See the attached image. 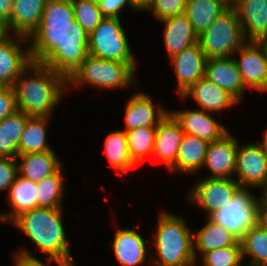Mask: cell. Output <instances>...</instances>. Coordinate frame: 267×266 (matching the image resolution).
<instances>
[{"label": "cell", "instance_id": "obj_1", "mask_svg": "<svg viewBox=\"0 0 267 266\" xmlns=\"http://www.w3.org/2000/svg\"><path fill=\"white\" fill-rule=\"evenodd\" d=\"M28 40L32 62L66 78L89 55L88 34L75 20L71 0H47L39 27Z\"/></svg>", "mask_w": 267, "mask_h": 266}, {"label": "cell", "instance_id": "obj_2", "mask_svg": "<svg viewBox=\"0 0 267 266\" xmlns=\"http://www.w3.org/2000/svg\"><path fill=\"white\" fill-rule=\"evenodd\" d=\"M17 110L30 116L52 117L67 92V78L41 63L31 62L15 79Z\"/></svg>", "mask_w": 267, "mask_h": 266}, {"label": "cell", "instance_id": "obj_3", "mask_svg": "<svg viewBox=\"0 0 267 266\" xmlns=\"http://www.w3.org/2000/svg\"><path fill=\"white\" fill-rule=\"evenodd\" d=\"M64 209L36 207L15 217L9 225L21 231L46 259L78 266L68 243Z\"/></svg>", "mask_w": 267, "mask_h": 266}, {"label": "cell", "instance_id": "obj_4", "mask_svg": "<svg viewBox=\"0 0 267 266\" xmlns=\"http://www.w3.org/2000/svg\"><path fill=\"white\" fill-rule=\"evenodd\" d=\"M162 209L150 236L151 266H195L193 229L183 215Z\"/></svg>", "mask_w": 267, "mask_h": 266}, {"label": "cell", "instance_id": "obj_5", "mask_svg": "<svg viewBox=\"0 0 267 266\" xmlns=\"http://www.w3.org/2000/svg\"><path fill=\"white\" fill-rule=\"evenodd\" d=\"M138 63H123L88 55L87 58L67 78V92L91 86L94 89L127 90L134 89L140 81L137 75Z\"/></svg>", "mask_w": 267, "mask_h": 266}, {"label": "cell", "instance_id": "obj_6", "mask_svg": "<svg viewBox=\"0 0 267 266\" xmlns=\"http://www.w3.org/2000/svg\"><path fill=\"white\" fill-rule=\"evenodd\" d=\"M120 18L103 17L88 35V54L105 60L138 63Z\"/></svg>", "mask_w": 267, "mask_h": 266}, {"label": "cell", "instance_id": "obj_7", "mask_svg": "<svg viewBox=\"0 0 267 266\" xmlns=\"http://www.w3.org/2000/svg\"><path fill=\"white\" fill-rule=\"evenodd\" d=\"M207 58L232 57L246 42L237 12L229 7L198 36Z\"/></svg>", "mask_w": 267, "mask_h": 266}, {"label": "cell", "instance_id": "obj_8", "mask_svg": "<svg viewBox=\"0 0 267 266\" xmlns=\"http://www.w3.org/2000/svg\"><path fill=\"white\" fill-rule=\"evenodd\" d=\"M252 188H240L229 203L222 209L211 213L207 218L223 226L238 241L257 225L260 197Z\"/></svg>", "mask_w": 267, "mask_h": 266}, {"label": "cell", "instance_id": "obj_9", "mask_svg": "<svg viewBox=\"0 0 267 266\" xmlns=\"http://www.w3.org/2000/svg\"><path fill=\"white\" fill-rule=\"evenodd\" d=\"M200 175H194L198 179L196 178L192 186L185 191L184 200L190 207L199 210V213L205 212V218L226 206L241 187L234 179L208 178Z\"/></svg>", "mask_w": 267, "mask_h": 266}, {"label": "cell", "instance_id": "obj_10", "mask_svg": "<svg viewBox=\"0 0 267 266\" xmlns=\"http://www.w3.org/2000/svg\"><path fill=\"white\" fill-rule=\"evenodd\" d=\"M234 180L241 188L260 191L267 186V151L258 142L238 139Z\"/></svg>", "mask_w": 267, "mask_h": 266}, {"label": "cell", "instance_id": "obj_11", "mask_svg": "<svg viewBox=\"0 0 267 266\" xmlns=\"http://www.w3.org/2000/svg\"><path fill=\"white\" fill-rule=\"evenodd\" d=\"M114 236L111 247L119 266H151L150 238L142 237L133 225L120 227L114 219ZM149 244V245H148Z\"/></svg>", "mask_w": 267, "mask_h": 266}, {"label": "cell", "instance_id": "obj_12", "mask_svg": "<svg viewBox=\"0 0 267 266\" xmlns=\"http://www.w3.org/2000/svg\"><path fill=\"white\" fill-rule=\"evenodd\" d=\"M31 62L27 37L10 33L0 36V87H13L15 79Z\"/></svg>", "mask_w": 267, "mask_h": 266}, {"label": "cell", "instance_id": "obj_13", "mask_svg": "<svg viewBox=\"0 0 267 266\" xmlns=\"http://www.w3.org/2000/svg\"><path fill=\"white\" fill-rule=\"evenodd\" d=\"M138 86L133 89V94L127 97L124 104V131L139 127L157 128L170 112V108H165L162 103H155L152 96Z\"/></svg>", "mask_w": 267, "mask_h": 266}, {"label": "cell", "instance_id": "obj_14", "mask_svg": "<svg viewBox=\"0 0 267 266\" xmlns=\"http://www.w3.org/2000/svg\"><path fill=\"white\" fill-rule=\"evenodd\" d=\"M232 57L245 87L267 94V59L262 45L256 41H246Z\"/></svg>", "mask_w": 267, "mask_h": 266}, {"label": "cell", "instance_id": "obj_15", "mask_svg": "<svg viewBox=\"0 0 267 266\" xmlns=\"http://www.w3.org/2000/svg\"><path fill=\"white\" fill-rule=\"evenodd\" d=\"M238 137L229 131L221 139L210 142L201 170H208L202 177L234 179Z\"/></svg>", "mask_w": 267, "mask_h": 266}, {"label": "cell", "instance_id": "obj_16", "mask_svg": "<svg viewBox=\"0 0 267 266\" xmlns=\"http://www.w3.org/2000/svg\"><path fill=\"white\" fill-rule=\"evenodd\" d=\"M199 42L185 48L169 58V64L174 70L177 96L180 97L194 83L204 77L207 62Z\"/></svg>", "mask_w": 267, "mask_h": 266}, {"label": "cell", "instance_id": "obj_17", "mask_svg": "<svg viewBox=\"0 0 267 266\" xmlns=\"http://www.w3.org/2000/svg\"><path fill=\"white\" fill-rule=\"evenodd\" d=\"M170 109V113L179 122L182 131L207 142L221 139L230 130L219 122L215 114L201 109Z\"/></svg>", "mask_w": 267, "mask_h": 266}, {"label": "cell", "instance_id": "obj_18", "mask_svg": "<svg viewBox=\"0 0 267 266\" xmlns=\"http://www.w3.org/2000/svg\"><path fill=\"white\" fill-rule=\"evenodd\" d=\"M182 101L192 99L197 105V109H201L208 113L216 114L226 112L227 109L234 108L240 104L231 94L218 87L205 77L194 83L180 98ZM226 110V111H225Z\"/></svg>", "mask_w": 267, "mask_h": 266}, {"label": "cell", "instance_id": "obj_19", "mask_svg": "<svg viewBox=\"0 0 267 266\" xmlns=\"http://www.w3.org/2000/svg\"><path fill=\"white\" fill-rule=\"evenodd\" d=\"M204 77L231 94L239 103L247 95L248 90L233 57L208 58Z\"/></svg>", "mask_w": 267, "mask_h": 266}, {"label": "cell", "instance_id": "obj_20", "mask_svg": "<svg viewBox=\"0 0 267 266\" xmlns=\"http://www.w3.org/2000/svg\"><path fill=\"white\" fill-rule=\"evenodd\" d=\"M233 8L237 12L245 41L267 39V0H236Z\"/></svg>", "mask_w": 267, "mask_h": 266}, {"label": "cell", "instance_id": "obj_21", "mask_svg": "<svg viewBox=\"0 0 267 266\" xmlns=\"http://www.w3.org/2000/svg\"><path fill=\"white\" fill-rule=\"evenodd\" d=\"M184 132L179 122L169 114L157 125L152 158H158L169 170L176 162L178 149Z\"/></svg>", "mask_w": 267, "mask_h": 266}, {"label": "cell", "instance_id": "obj_22", "mask_svg": "<svg viewBox=\"0 0 267 266\" xmlns=\"http://www.w3.org/2000/svg\"><path fill=\"white\" fill-rule=\"evenodd\" d=\"M47 0H13L5 33L29 38L39 27Z\"/></svg>", "mask_w": 267, "mask_h": 266}, {"label": "cell", "instance_id": "obj_23", "mask_svg": "<svg viewBox=\"0 0 267 266\" xmlns=\"http://www.w3.org/2000/svg\"><path fill=\"white\" fill-rule=\"evenodd\" d=\"M159 22L164 24L162 41L168 59L198 42V35L194 32L192 24L184 13Z\"/></svg>", "mask_w": 267, "mask_h": 266}, {"label": "cell", "instance_id": "obj_24", "mask_svg": "<svg viewBox=\"0 0 267 266\" xmlns=\"http://www.w3.org/2000/svg\"><path fill=\"white\" fill-rule=\"evenodd\" d=\"M209 142L184 133L175 164L167 171L194 176L201 173Z\"/></svg>", "mask_w": 267, "mask_h": 266}, {"label": "cell", "instance_id": "obj_25", "mask_svg": "<svg viewBox=\"0 0 267 266\" xmlns=\"http://www.w3.org/2000/svg\"><path fill=\"white\" fill-rule=\"evenodd\" d=\"M5 198L9 210H0V222L9 224L19 214L37 207L36 182L18 175Z\"/></svg>", "mask_w": 267, "mask_h": 266}, {"label": "cell", "instance_id": "obj_26", "mask_svg": "<svg viewBox=\"0 0 267 266\" xmlns=\"http://www.w3.org/2000/svg\"><path fill=\"white\" fill-rule=\"evenodd\" d=\"M16 158L19 176L36 183L55 174L64 165L56 149L17 155Z\"/></svg>", "mask_w": 267, "mask_h": 266}, {"label": "cell", "instance_id": "obj_27", "mask_svg": "<svg viewBox=\"0 0 267 266\" xmlns=\"http://www.w3.org/2000/svg\"><path fill=\"white\" fill-rule=\"evenodd\" d=\"M203 226L193 230L194 255L196 260L214 249L235 245L238 240L223 226L205 217Z\"/></svg>", "mask_w": 267, "mask_h": 266}, {"label": "cell", "instance_id": "obj_28", "mask_svg": "<svg viewBox=\"0 0 267 266\" xmlns=\"http://www.w3.org/2000/svg\"><path fill=\"white\" fill-rule=\"evenodd\" d=\"M52 117L30 116L25 124L18 144V155L46 152L54 149L48 138Z\"/></svg>", "mask_w": 267, "mask_h": 266}, {"label": "cell", "instance_id": "obj_29", "mask_svg": "<svg viewBox=\"0 0 267 266\" xmlns=\"http://www.w3.org/2000/svg\"><path fill=\"white\" fill-rule=\"evenodd\" d=\"M103 142L107 162L117 175L137 168L131 159L124 130H112L107 133Z\"/></svg>", "mask_w": 267, "mask_h": 266}, {"label": "cell", "instance_id": "obj_30", "mask_svg": "<svg viewBox=\"0 0 267 266\" xmlns=\"http://www.w3.org/2000/svg\"><path fill=\"white\" fill-rule=\"evenodd\" d=\"M228 8L221 0H187L184 14L199 36Z\"/></svg>", "mask_w": 267, "mask_h": 266}, {"label": "cell", "instance_id": "obj_31", "mask_svg": "<svg viewBox=\"0 0 267 266\" xmlns=\"http://www.w3.org/2000/svg\"><path fill=\"white\" fill-rule=\"evenodd\" d=\"M29 117L17 110L0 121V157H17L18 144Z\"/></svg>", "mask_w": 267, "mask_h": 266}, {"label": "cell", "instance_id": "obj_32", "mask_svg": "<svg viewBox=\"0 0 267 266\" xmlns=\"http://www.w3.org/2000/svg\"><path fill=\"white\" fill-rule=\"evenodd\" d=\"M62 166L55 174L37 182V207L65 208V169Z\"/></svg>", "mask_w": 267, "mask_h": 266}, {"label": "cell", "instance_id": "obj_33", "mask_svg": "<svg viewBox=\"0 0 267 266\" xmlns=\"http://www.w3.org/2000/svg\"><path fill=\"white\" fill-rule=\"evenodd\" d=\"M243 261L249 266L267 265V231L259 225L252 227L240 241Z\"/></svg>", "mask_w": 267, "mask_h": 266}, {"label": "cell", "instance_id": "obj_34", "mask_svg": "<svg viewBox=\"0 0 267 266\" xmlns=\"http://www.w3.org/2000/svg\"><path fill=\"white\" fill-rule=\"evenodd\" d=\"M156 129L139 127L125 131L129 153L136 166H139L146 158H152Z\"/></svg>", "mask_w": 267, "mask_h": 266}, {"label": "cell", "instance_id": "obj_35", "mask_svg": "<svg viewBox=\"0 0 267 266\" xmlns=\"http://www.w3.org/2000/svg\"><path fill=\"white\" fill-rule=\"evenodd\" d=\"M242 262V246L241 242L238 241L235 245L203 253L196 260L195 266H237Z\"/></svg>", "mask_w": 267, "mask_h": 266}, {"label": "cell", "instance_id": "obj_36", "mask_svg": "<svg viewBox=\"0 0 267 266\" xmlns=\"http://www.w3.org/2000/svg\"><path fill=\"white\" fill-rule=\"evenodd\" d=\"M71 3L75 20L89 35L103 18L98 5L91 0H71Z\"/></svg>", "mask_w": 267, "mask_h": 266}, {"label": "cell", "instance_id": "obj_37", "mask_svg": "<svg viewBox=\"0 0 267 266\" xmlns=\"http://www.w3.org/2000/svg\"><path fill=\"white\" fill-rule=\"evenodd\" d=\"M186 3L187 0H152L143 13H150L157 22L184 13Z\"/></svg>", "mask_w": 267, "mask_h": 266}, {"label": "cell", "instance_id": "obj_38", "mask_svg": "<svg viewBox=\"0 0 267 266\" xmlns=\"http://www.w3.org/2000/svg\"><path fill=\"white\" fill-rule=\"evenodd\" d=\"M26 248L28 247L24 245L18 249L15 248L16 250L12 252L13 266H72L71 264L51 259H46V262H44V260L37 258L38 256H35L33 252L29 251V248Z\"/></svg>", "mask_w": 267, "mask_h": 266}, {"label": "cell", "instance_id": "obj_39", "mask_svg": "<svg viewBox=\"0 0 267 266\" xmlns=\"http://www.w3.org/2000/svg\"><path fill=\"white\" fill-rule=\"evenodd\" d=\"M18 175L17 158L0 157V193H8Z\"/></svg>", "mask_w": 267, "mask_h": 266}, {"label": "cell", "instance_id": "obj_40", "mask_svg": "<svg viewBox=\"0 0 267 266\" xmlns=\"http://www.w3.org/2000/svg\"><path fill=\"white\" fill-rule=\"evenodd\" d=\"M98 7L103 17L121 18L120 15L126 7L133 11L132 13H139L129 0H103Z\"/></svg>", "mask_w": 267, "mask_h": 266}, {"label": "cell", "instance_id": "obj_41", "mask_svg": "<svg viewBox=\"0 0 267 266\" xmlns=\"http://www.w3.org/2000/svg\"><path fill=\"white\" fill-rule=\"evenodd\" d=\"M17 111L13 87H0V121Z\"/></svg>", "mask_w": 267, "mask_h": 266}, {"label": "cell", "instance_id": "obj_42", "mask_svg": "<svg viewBox=\"0 0 267 266\" xmlns=\"http://www.w3.org/2000/svg\"><path fill=\"white\" fill-rule=\"evenodd\" d=\"M13 0H0V25L5 28L9 24Z\"/></svg>", "mask_w": 267, "mask_h": 266}, {"label": "cell", "instance_id": "obj_43", "mask_svg": "<svg viewBox=\"0 0 267 266\" xmlns=\"http://www.w3.org/2000/svg\"><path fill=\"white\" fill-rule=\"evenodd\" d=\"M257 225L267 231V206L261 200L258 207Z\"/></svg>", "mask_w": 267, "mask_h": 266}, {"label": "cell", "instance_id": "obj_44", "mask_svg": "<svg viewBox=\"0 0 267 266\" xmlns=\"http://www.w3.org/2000/svg\"><path fill=\"white\" fill-rule=\"evenodd\" d=\"M133 7L139 12L143 13L150 5L152 0H129Z\"/></svg>", "mask_w": 267, "mask_h": 266}, {"label": "cell", "instance_id": "obj_45", "mask_svg": "<svg viewBox=\"0 0 267 266\" xmlns=\"http://www.w3.org/2000/svg\"><path fill=\"white\" fill-rule=\"evenodd\" d=\"M259 197L260 200L267 206V186L260 190Z\"/></svg>", "mask_w": 267, "mask_h": 266}, {"label": "cell", "instance_id": "obj_46", "mask_svg": "<svg viewBox=\"0 0 267 266\" xmlns=\"http://www.w3.org/2000/svg\"><path fill=\"white\" fill-rule=\"evenodd\" d=\"M265 131L263 133L262 140L257 141L266 151H267V125L265 126Z\"/></svg>", "mask_w": 267, "mask_h": 266}, {"label": "cell", "instance_id": "obj_47", "mask_svg": "<svg viewBox=\"0 0 267 266\" xmlns=\"http://www.w3.org/2000/svg\"><path fill=\"white\" fill-rule=\"evenodd\" d=\"M261 45H262V48L265 52V56H266V59H267V39H263V40H260L258 41Z\"/></svg>", "mask_w": 267, "mask_h": 266}, {"label": "cell", "instance_id": "obj_48", "mask_svg": "<svg viewBox=\"0 0 267 266\" xmlns=\"http://www.w3.org/2000/svg\"><path fill=\"white\" fill-rule=\"evenodd\" d=\"M224 4H226L228 7H234L236 0H221Z\"/></svg>", "mask_w": 267, "mask_h": 266}, {"label": "cell", "instance_id": "obj_49", "mask_svg": "<svg viewBox=\"0 0 267 266\" xmlns=\"http://www.w3.org/2000/svg\"><path fill=\"white\" fill-rule=\"evenodd\" d=\"M5 33L4 28L0 25V36Z\"/></svg>", "mask_w": 267, "mask_h": 266}, {"label": "cell", "instance_id": "obj_50", "mask_svg": "<svg viewBox=\"0 0 267 266\" xmlns=\"http://www.w3.org/2000/svg\"><path fill=\"white\" fill-rule=\"evenodd\" d=\"M94 4H97V5H99V3L101 2V1H103V0H91Z\"/></svg>", "mask_w": 267, "mask_h": 266}, {"label": "cell", "instance_id": "obj_51", "mask_svg": "<svg viewBox=\"0 0 267 266\" xmlns=\"http://www.w3.org/2000/svg\"><path fill=\"white\" fill-rule=\"evenodd\" d=\"M237 266H249V265L245 261H243L241 264H239Z\"/></svg>", "mask_w": 267, "mask_h": 266}]
</instances>
